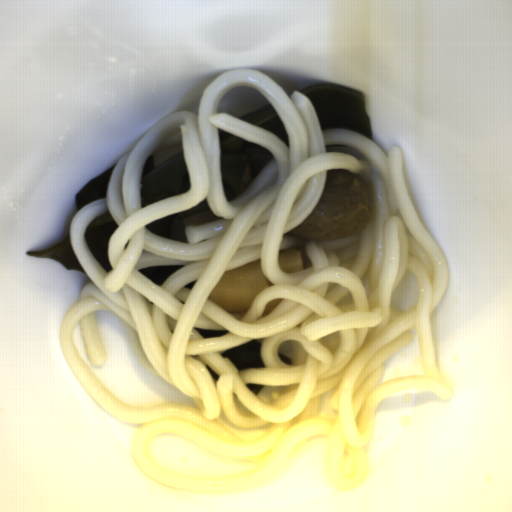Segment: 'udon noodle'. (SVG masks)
<instances>
[{"label": "udon noodle", "instance_id": "1", "mask_svg": "<svg viewBox=\"0 0 512 512\" xmlns=\"http://www.w3.org/2000/svg\"><path fill=\"white\" fill-rule=\"evenodd\" d=\"M300 91L287 95L258 69L221 72L203 90L197 113L178 110L150 126L113 165L105 197L70 222L69 243L90 282L60 321V348L90 398L135 426L137 470L168 490L257 491L304 450L324 444L328 484L352 491L369 476L376 411L387 397L405 389L454 396L453 378L437 363L431 322L451 268L412 202L401 147L392 144L386 155L357 130L322 129ZM269 104L289 148L275 133L238 119ZM218 127L274 155L230 203ZM183 150L189 190L141 209L147 158L153 155L158 167ZM331 169L354 172L370 187L366 231L320 241L286 233L313 211ZM205 198L210 210L184 219L189 243L144 226ZM94 221L118 225L108 240V272L85 240ZM295 246L303 270L284 273L278 251ZM260 258L272 285L247 313H229L208 299L223 272ZM167 265L184 268L162 285L138 271ZM406 269L416 277V302L397 310L391 299ZM193 281L192 289L184 288ZM104 313L124 321L139 369L166 395L161 406L120 396L96 373L106 356L98 320ZM195 328L228 332L205 338ZM414 336V371L385 373ZM254 340L261 343L262 368L238 370L222 355ZM247 384L266 386L256 395Z\"/></svg>", "mask_w": 512, "mask_h": 512}]
</instances>
